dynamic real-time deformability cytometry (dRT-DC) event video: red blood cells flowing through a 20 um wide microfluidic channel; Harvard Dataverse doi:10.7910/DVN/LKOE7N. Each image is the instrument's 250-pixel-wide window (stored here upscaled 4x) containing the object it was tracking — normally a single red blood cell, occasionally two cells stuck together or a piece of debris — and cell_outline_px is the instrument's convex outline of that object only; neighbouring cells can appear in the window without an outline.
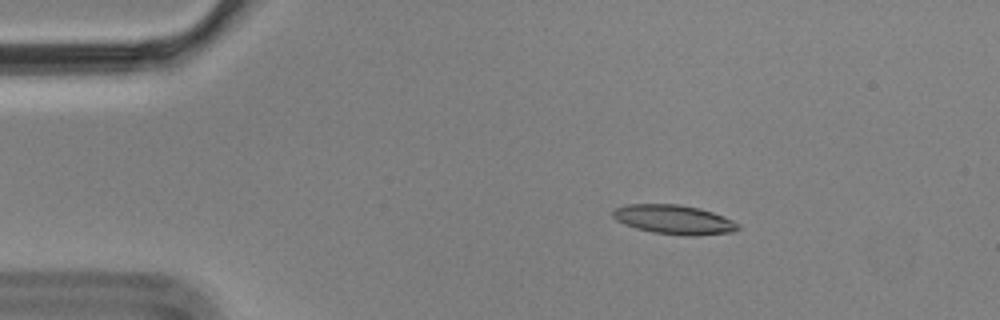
{"species": "Egyptian fruit bat (a non-hibernating species)", "species_latin": "Rousettus aegyptiacus", "temperature_condition": "cold", "stored_images_in_passage": 4, "camera_frame_rate_fps": 3000, "um_per_image_px": 0.085, "animal": {"sex": "male"}, "frame": {"image": 1, "passage_image": 2, "time_ms": 0.333, "image_size_px": [1000, 320], "cell_outline_px": [[740, 228], [736, 232], [696, 236], [684, 236], [652, 232], [636, 228], [624, 224], [616, 220], [612, 216], [612, 212], [616, 208], [628, 204], [680, 204], [700, 208], [724, 216], [740, 224]], "centroid_in_image_um": [57.33, 18.67], "position_along_channel_um": 27.7, "area_um2": 21.62}}